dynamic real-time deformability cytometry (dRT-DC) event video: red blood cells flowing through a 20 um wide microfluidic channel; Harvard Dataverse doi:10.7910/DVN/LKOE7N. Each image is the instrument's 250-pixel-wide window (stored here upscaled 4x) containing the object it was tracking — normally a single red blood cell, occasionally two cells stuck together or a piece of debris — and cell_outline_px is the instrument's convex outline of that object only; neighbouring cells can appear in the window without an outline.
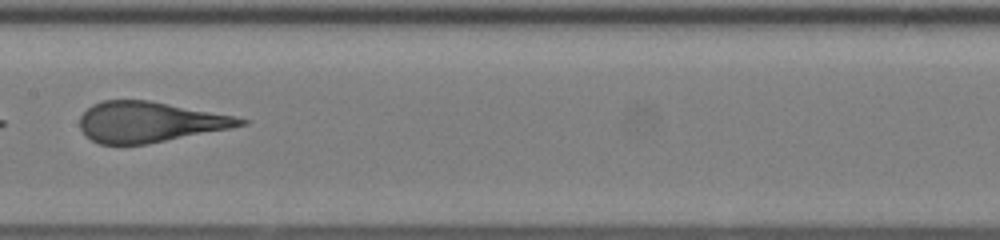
{"species": "human", "species_latin": "Homo sapiens", "temperature_condition": "room temperature", "stored_images_in_passage": 48, "camera_frame_rate_fps": 3000, "um_per_image_px": 0.085, "donor": {"sex": "female"}, "frame": {"image": 1, "passage_image": 27, "time_ms": 8.667, "image_size_px": [1000, 240], "cell_outline_px": [[248, 124], [232, 128], [148, 144], [100, 144], [92, 140], [80, 128], [80, 116], [92, 104], [104, 100], [148, 100], [236, 116], [248, 120]], "centroid_in_image_um": [12.74, 10.37], "position_along_channel_um": 194.7, "area_um2": 37.8}}
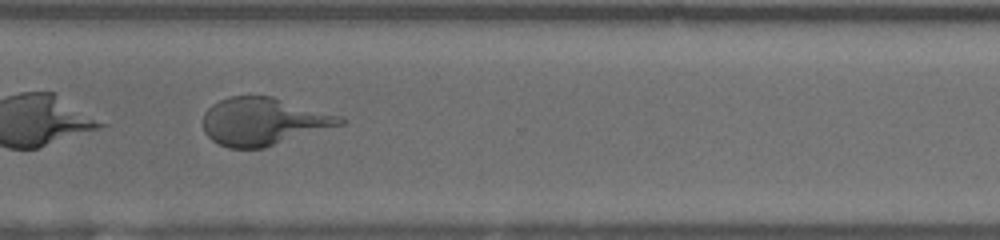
{"frame": {"image": 2, "passage_image": 38, "time_ms": 12.333, "image_size_px": [1000, 240], "cell_outline_px": [[348, 120], [344, 124], [264, 148], [228, 148], [212, 140], [204, 132], [204, 112], [212, 104], [228, 96], [272, 96], [344, 116]], "centroid_in_image_um": [22.43, 10.32], "position_along_channel_um": 348.2, "area_um2": 38.26}, "authors_computed_cell_mechanics": {"area_um2": 39.6797, "velocity_mm_per_s": 4.2018, "shape_relaxation_time_tau1_ms": 5.0681, "shape_relaxation_time_tau2_ms": null, "deformation_change_tau1": 0.2372, "deformation_change_tau2": null}}